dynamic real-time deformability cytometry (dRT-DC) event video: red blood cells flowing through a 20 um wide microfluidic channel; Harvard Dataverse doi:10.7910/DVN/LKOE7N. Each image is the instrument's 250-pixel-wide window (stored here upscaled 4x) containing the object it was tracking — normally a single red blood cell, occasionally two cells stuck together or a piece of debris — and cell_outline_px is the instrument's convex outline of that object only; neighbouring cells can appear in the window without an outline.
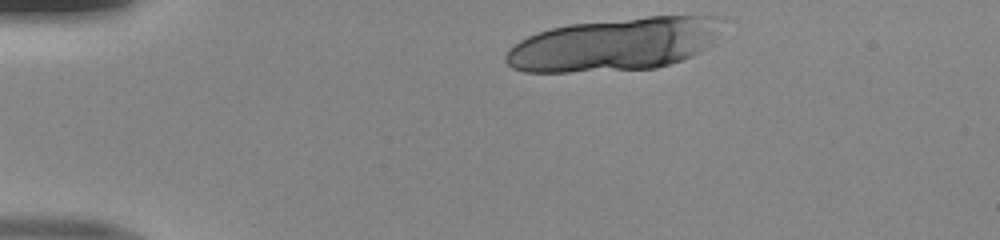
{"species": "human", "species_latin": "Homo sapiens", "temperature_condition": "room temperature", "stored_images_in_passage": 10, "camera_frame_rate_fps": 3000, "um_per_image_px": 0.085, "donor": {"sex": "male"}, "frame": {"image": 1, "passage_image": 1, "time_ms": 0.0, "image_size_px": [1000, 240], "cell_outline_px": [[724, 20], [716, 36], [700, 52], [692, 56], [656, 68], [568, 72], [524, 72], [512, 68], [504, 60], [504, 56], [520, 40], [528, 36], [552, 28], [568, 24], [648, 16], [720, 16]], "centroid_in_image_um": [52.22, 3.77], "position_along_channel_um": 32.8, "area_um2": 66.41}}